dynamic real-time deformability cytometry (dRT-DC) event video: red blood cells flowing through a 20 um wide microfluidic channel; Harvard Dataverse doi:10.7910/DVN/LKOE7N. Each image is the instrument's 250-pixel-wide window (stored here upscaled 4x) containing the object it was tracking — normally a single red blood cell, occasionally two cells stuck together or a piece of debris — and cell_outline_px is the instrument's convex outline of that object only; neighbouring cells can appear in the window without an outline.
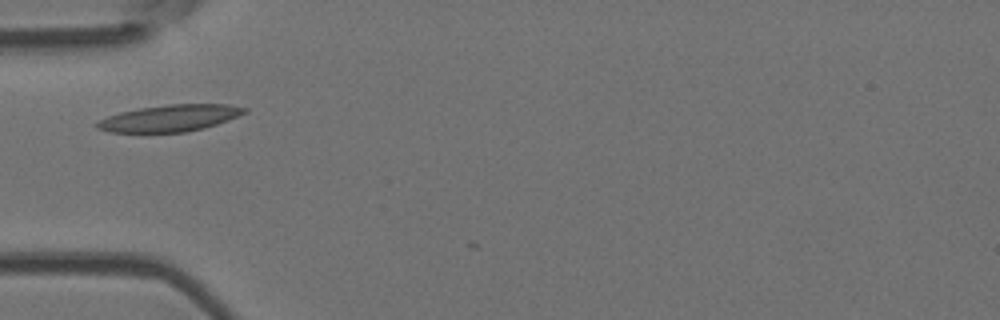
{"species": "Egyptian fruit bat (a non-hibernating species)", "species_latin": "Rousettus aegyptiacus", "temperature_condition": "room temperature", "stored_images_in_passage": 6, "camera_frame_rate_fps": 3000, "um_per_image_px": 0.085, "animal": {"sex": "female"}, "frame": {"image": 1, "passage_image": 1, "time_ms": 0.0, "image_size_px": [1000, 320], "cell_outline_px": [[248, 112], [228, 120], [204, 128], [184, 132], [108, 132], [96, 128], [96, 124], [100, 120], [108, 116], [120, 112], [140, 108], [168, 104], [228, 104], [248, 108]], "centroid_in_image_um": [14.46, 10.04], "position_along_channel_um": 70.5, "area_um2": 22.83}}
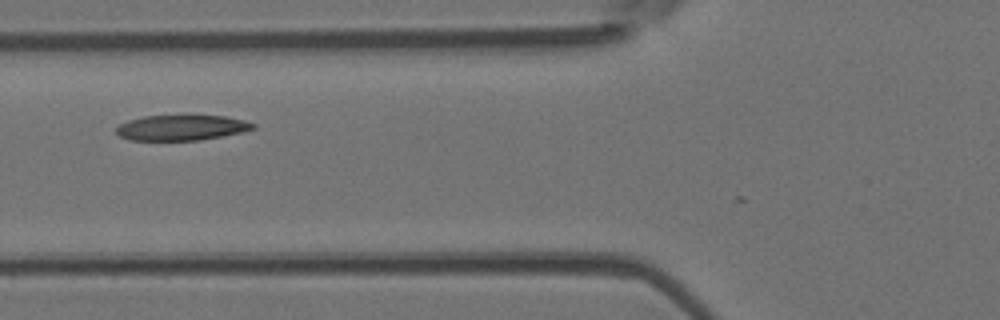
{"frame": {"image": 2, "passage_image": 4, "time_ms": 1.0, "image_size_px": [1000, 320], "cell_outline_px": [[256, 128], [244, 132], [200, 140], [128, 140], [120, 136], [116, 132], [116, 128], [120, 124], [128, 120], [144, 116], [188, 112], [224, 116], [244, 120], [256, 124]], "centroid_in_image_um": [15.46, 10.8], "position_along_channel_um": 110.3, "area_um2": 21.33}}